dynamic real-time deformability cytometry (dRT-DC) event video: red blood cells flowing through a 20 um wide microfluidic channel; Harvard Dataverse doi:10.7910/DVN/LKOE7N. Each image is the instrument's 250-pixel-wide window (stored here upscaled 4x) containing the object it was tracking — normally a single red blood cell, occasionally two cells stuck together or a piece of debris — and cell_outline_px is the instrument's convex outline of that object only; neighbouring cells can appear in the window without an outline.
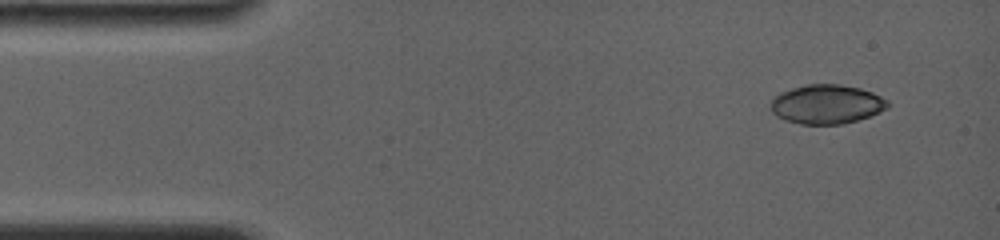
{"species": "common noctule bat (a hibernating species)", "species_latin": "Nyctalus noctula", "temperature_condition": "room temperature", "stored_images_in_passage": 3, "camera_frame_rate_fps": 4000, "um_per_image_px": 0.085, "animal": {"sex": "female", "body_mass_g": 19.0, "forearm_length_mm": 56.7}, "frame": {"image": 1, "passage_image": 1, "time_ms": 0.0, "image_size_px": [1000, 240], "cell_outline_px": [[888, 108], [880, 112], [844, 124], [800, 124], [784, 120], [776, 116], [772, 112], [768, 104], [772, 96], [780, 92], [792, 88], [808, 84], [840, 84], [860, 88], [872, 92], [888, 100]], "centroid_in_image_um": [70.21, 8.86], "position_along_channel_um": 14.8, "area_um2": 26.99}}